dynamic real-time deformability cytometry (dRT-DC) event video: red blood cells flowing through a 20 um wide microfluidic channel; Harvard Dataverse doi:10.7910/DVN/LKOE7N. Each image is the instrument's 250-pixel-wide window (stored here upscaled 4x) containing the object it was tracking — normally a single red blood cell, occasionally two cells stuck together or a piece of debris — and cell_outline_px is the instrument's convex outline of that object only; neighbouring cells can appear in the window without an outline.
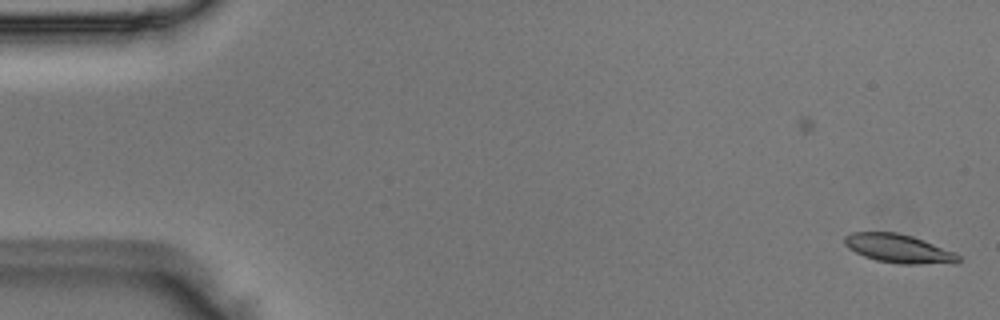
{"species": "Egyptian fruit bat (a non-hibernating species)", "species_latin": "Rousettus aegyptiacus", "temperature_condition": "room temperature", "stored_images_in_passage": 6, "camera_frame_rate_fps": 3000, "um_per_image_px": 0.085, "animal": {"sex": "male"}, "frame": {"image": 1, "passage_image": 6, "time_ms": 1.667, "image_size_px": [1000, 320], "cell_outline_px": [[960, 260], [956, 264], [896, 264], [876, 260], [864, 256], [848, 248], [844, 244], [844, 236], [852, 232], [896, 232], [912, 236], [956, 252], [960, 256]], "centroid_in_image_um": [76.42, 21.14], "position_along_channel_um": 8.6, "area_um2": 19.25}}